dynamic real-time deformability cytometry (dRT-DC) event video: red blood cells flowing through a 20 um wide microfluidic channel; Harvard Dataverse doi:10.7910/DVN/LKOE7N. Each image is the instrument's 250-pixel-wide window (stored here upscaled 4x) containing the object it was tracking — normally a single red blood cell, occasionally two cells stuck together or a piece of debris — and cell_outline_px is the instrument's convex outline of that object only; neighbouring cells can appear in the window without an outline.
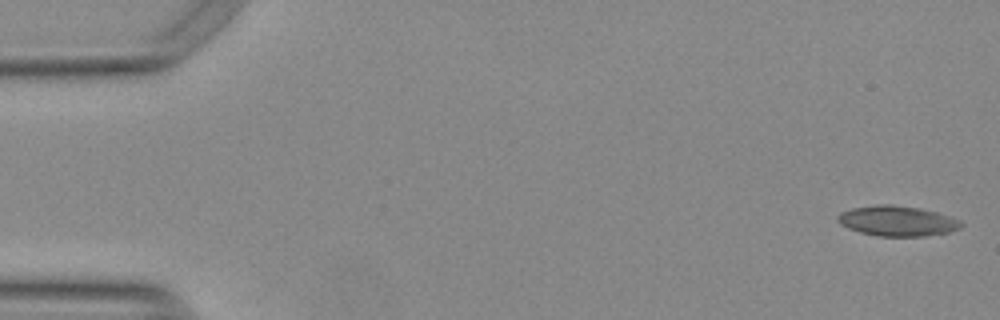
{"species": "Egyptian fruit bat (a non-hibernating species)", "species_latin": "Rousettus aegyptiacus", "temperature_condition": "warm", "stored_images_in_passage": 21, "camera_frame_rate_fps": 3000, "um_per_image_px": 0.085, "animal": {"sex": "female"}, "frame": {"image": 1, "passage_image": 1, "time_ms": 0.0, "image_size_px": [1000, 320], "cell_outline_px": [[964, 224], [960, 228], [948, 232], [928, 236], [880, 236], [860, 232], [848, 228], [840, 224], [836, 220], [836, 216], [840, 212], [852, 208], [876, 204], [892, 204], [920, 208], [936, 212], [960, 220]], "centroid_in_image_um": [76.24, 18.77], "position_along_channel_um": 8.8, "area_um2": 21.85}}
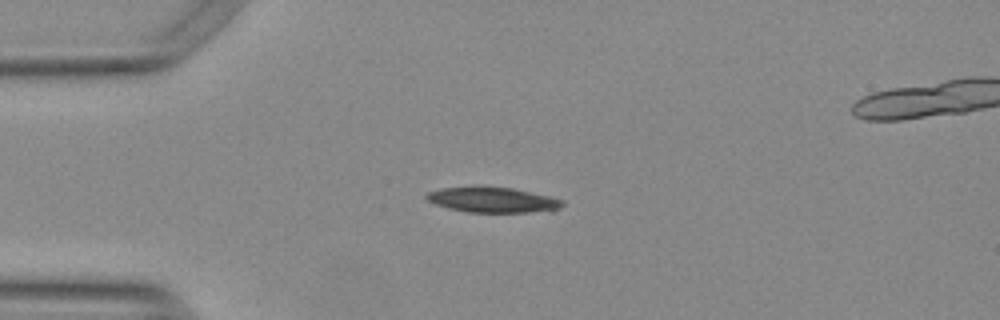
{"frame": {"image": 2, "passage_image": 13, "time_ms": 4.0, "image_size_px": [1000, 320], "cell_outline_px": [[564, 204], [560, 208], [552, 212], [468, 212], [448, 208], [436, 204], [428, 200], [424, 196], [428, 192], [444, 188], [512, 188], [552, 196], [564, 200]], "centroid_in_image_um": [42.0, 17.02], "position_along_channel_um": 43.0, "area_um2": 19.77}}
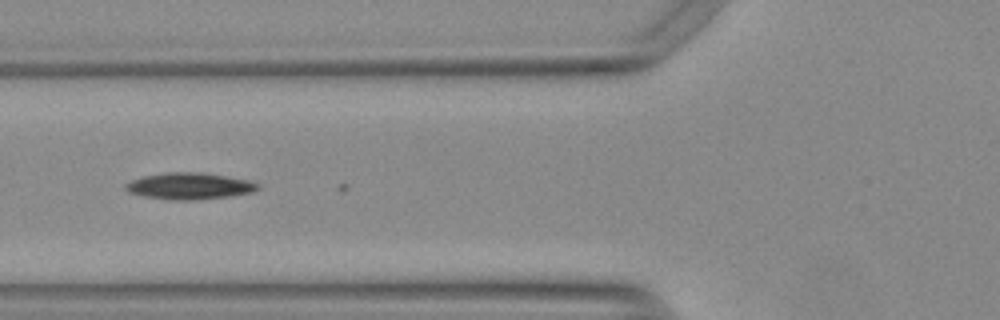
{"frame": {"image": 3, "passage_image": 20, "time_ms": 6.333, "image_size_px": [1000, 320], "cell_outline_px": [[260, 188], [252, 192], [232, 196], [196, 200], [168, 200], [144, 196], [128, 192], [124, 188], [124, 184], [132, 180], [144, 176], [164, 172], [200, 172], [252, 180], [260, 184]], "centroid_in_image_um": [16.13, 15.81], "position_along_channel_um": 109.7, "area_um2": 20.75}}